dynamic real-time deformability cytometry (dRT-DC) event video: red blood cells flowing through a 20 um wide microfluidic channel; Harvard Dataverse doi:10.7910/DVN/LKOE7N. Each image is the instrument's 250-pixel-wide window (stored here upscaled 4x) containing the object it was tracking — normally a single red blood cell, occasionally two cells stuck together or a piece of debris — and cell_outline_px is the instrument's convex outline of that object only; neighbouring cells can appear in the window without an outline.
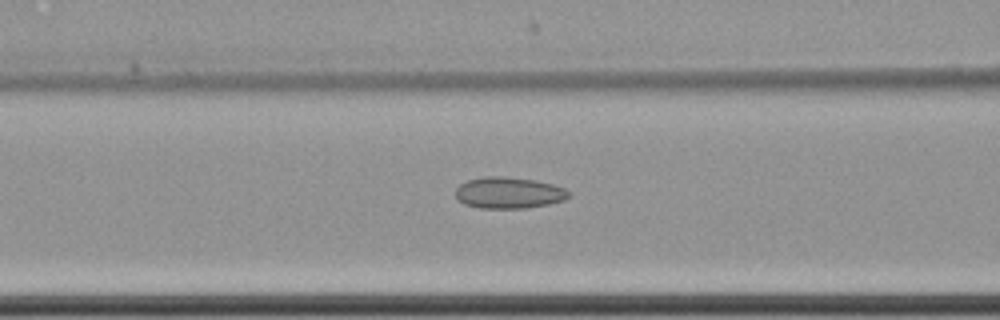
{"species": "common noctule bat (a hibernating species)", "species_latin": "Nyctalus noctula", "temperature_condition": "cold", "stored_images_in_passage": 22, "camera_frame_rate_fps": 3000, "um_per_image_px": 0.085, "animal": {"sex": "female", "body_mass_g": 22.7, "forearm_length_mm": 54.2}, "frame": {"image": 1, "passage_image": 16, "time_ms": 5.0, "image_size_px": [1000, 320], "cell_outline_px": [[568, 196], [564, 200], [548, 204], [524, 208], [480, 208], [464, 204], [456, 196], [456, 188], [460, 184], [468, 180], [484, 176], [504, 176], [536, 180], [552, 184], [564, 188], [568, 192]], "centroid_in_image_um": [43.22, 16.38], "position_along_channel_um": 123.4, "area_um2": 20.58}}
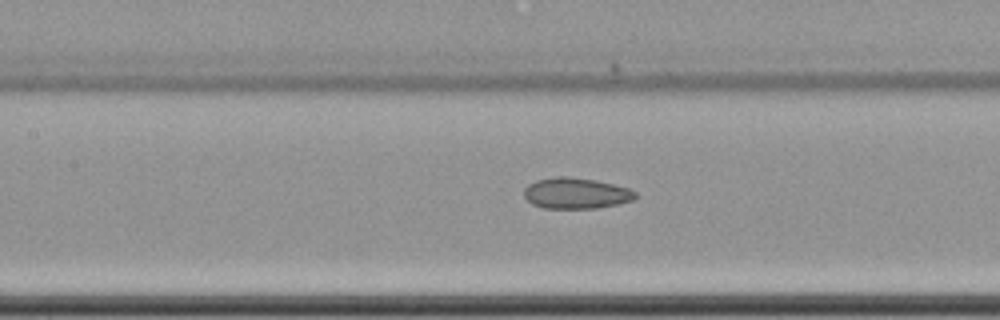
{"frame": {"image": 2, "passage_image": 19, "time_ms": 6.0, "image_size_px": [1000, 320], "cell_outline_px": [[636, 196], [632, 200], [616, 204], [596, 208], [544, 208], [532, 204], [524, 196], [524, 188], [528, 184], [536, 180], [556, 176], [568, 176], [596, 180], [628, 188], [636, 192]], "centroid_in_image_um": [48.92, 16.41], "position_along_channel_um": 158.5, "area_um2": 20.0}}
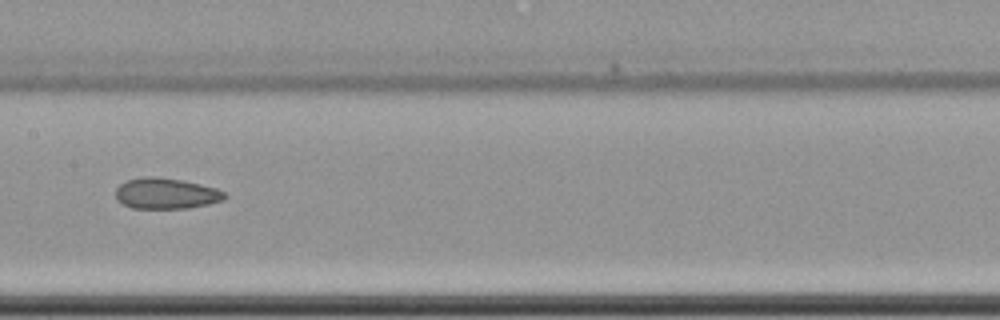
{"frame": {"image": 3, "passage_image": 22, "time_ms": 7.0, "image_size_px": [1000, 320], "cell_outline_px": [[228, 196], [224, 200], [208, 204], [188, 208], [132, 208], [116, 200], [116, 188], [120, 184], [128, 180], [148, 176], [156, 176], [184, 180], [216, 188], [224, 192]], "centroid_in_image_um": [14.13, 16.44], "position_along_channel_um": 193.3, "area_um2": 19.65}}